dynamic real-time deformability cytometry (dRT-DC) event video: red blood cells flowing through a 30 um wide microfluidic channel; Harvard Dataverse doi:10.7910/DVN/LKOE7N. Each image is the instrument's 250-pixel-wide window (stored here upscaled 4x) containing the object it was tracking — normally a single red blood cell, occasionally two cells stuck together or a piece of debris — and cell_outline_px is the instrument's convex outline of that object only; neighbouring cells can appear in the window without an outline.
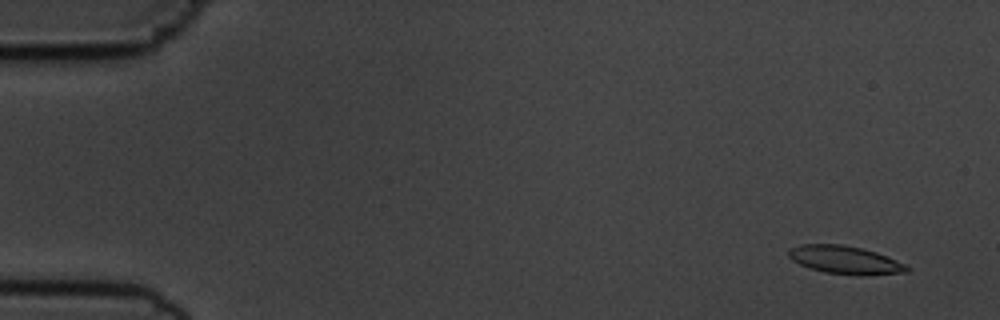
{"species": "common noctule bat (a hibernating species)", "species_latin": "Nyctalus noctula", "temperature_condition": "cold", "stored_images_in_passage": 54, "camera_frame_rate_fps": 3000, "um_per_image_px": 0.085, "animal": {"sex": "male", "body_mass_g": 19.5, "forearm_length_mm": 54.6}, "frame": {"image": 1, "passage_image": 2, "time_ms": 0.333, "image_size_px": [1000, 320], "cell_outline_px": [[912, 268], [908, 272], [868, 276], [860, 276], [824, 272], [808, 268], [792, 260], [788, 256], [788, 248], [800, 244], [840, 244], [860, 248], [876, 252], [896, 260]], "centroid_in_image_um": [71.83, 22.11], "position_along_channel_um": 13.2, "area_um2": 19.59}}
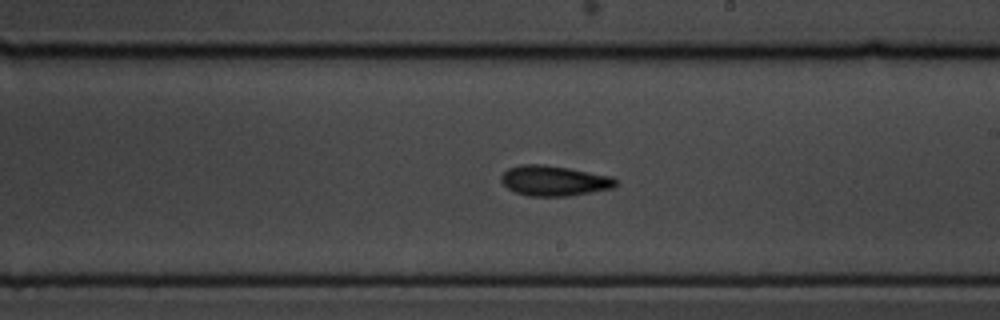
{"frame": {"image": 2, "passage_image": 31, "time_ms": 10.0, "image_size_px": [1000, 320], "cell_outline_px": [[616, 188], [568, 196], [528, 196], [516, 192], [508, 188], [500, 180], [500, 176], [508, 168], [520, 164], [544, 164], [568, 168], [612, 176], [616, 180]], "centroid_in_image_um": [47.1, 15.36], "position_along_channel_um": 241.9, "area_um2": 20.29}}
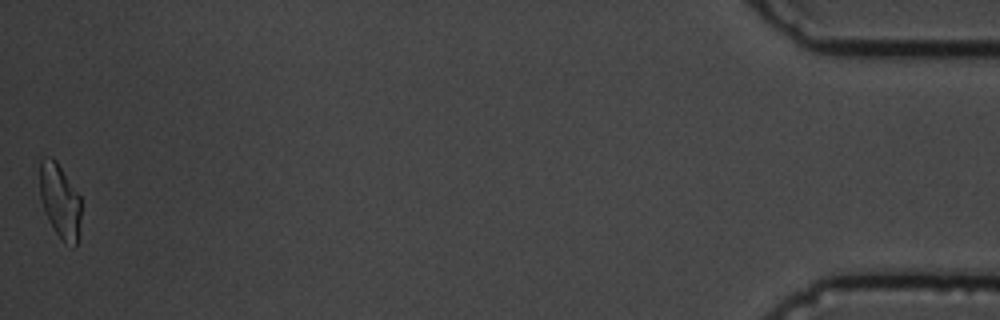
{"frame": {"image": 3, "passage_image": 54, "time_ms": 17.667, "image_size_px": [1000, 320], "cell_outline_px": [[80, 236], [76, 244], [72, 248], [64, 244], [56, 232], [44, 212], [40, 200], [40, 160], [44, 156], [52, 156], [56, 160], [80, 196]], "centroid_in_image_um": [5.1, 17.1], "position_along_channel_um": 430.1, "area_um2": 18.21}, "authors_computed_cell_mechanics": {"area_um2": 19.5942, "velocity_mm_per_s": 3.634, "shape_relaxation_time_tau1_ms": 3.6913, "shape_relaxation_time_tau2_ms": 3.0261, "deformation_change_tau1": 0.1315, "deformation_change_tau2": 0.1037}}